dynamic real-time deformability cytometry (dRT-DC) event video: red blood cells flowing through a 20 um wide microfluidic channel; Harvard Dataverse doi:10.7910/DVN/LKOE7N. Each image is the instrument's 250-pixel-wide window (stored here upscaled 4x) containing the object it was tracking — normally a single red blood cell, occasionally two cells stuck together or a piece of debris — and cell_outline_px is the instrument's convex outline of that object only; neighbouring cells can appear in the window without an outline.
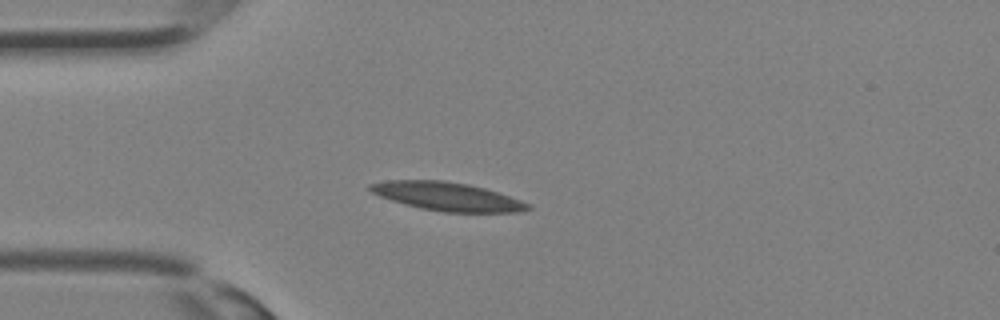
{"species": "Egyptian fruit bat (a non-hibernating species)", "species_latin": "Rousettus aegyptiacus", "temperature_condition": "room temperature", "stored_images_in_passage": 29, "camera_frame_rate_fps": 3000, "um_per_image_px": 0.085, "animal": {"sex": "female"}, "frame": {"image": 1, "passage_image": 7, "time_ms": 2.0, "image_size_px": [1000, 320], "cell_outline_px": [[532, 208], [520, 212], [444, 212], [420, 208], [392, 200], [380, 196], [372, 192], [368, 188], [368, 184], [388, 180], [444, 180], [468, 184], [484, 188], [532, 204]], "centroid_in_image_um": [38.02, 16.7], "position_along_channel_um": 47.0, "area_um2": 26.01}}
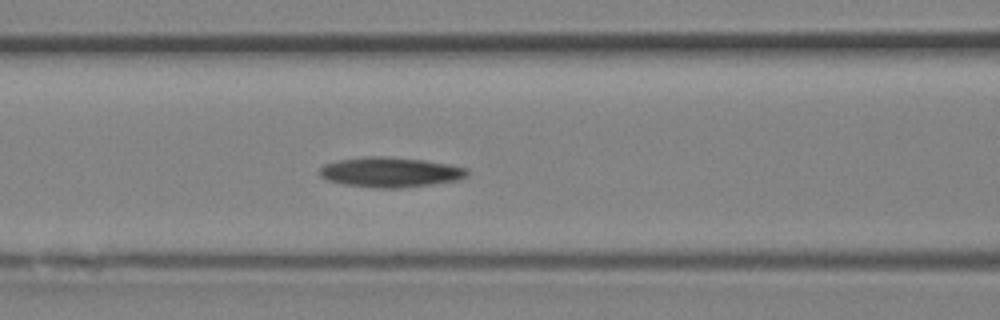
{"frame": {"image": 2, "passage_image": 12, "time_ms": 3.667, "image_size_px": [1000, 320], "cell_outline_px": [[468, 176], [460, 180], [432, 184], [400, 188], [376, 188], [344, 184], [328, 180], [320, 176], [320, 168], [324, 164], [340, 160], [364, 156], [384, 156], [424, 160], [452, 164], [468, 168]], "centroid_in_image_um": [33.23, 14.63], "position_along_channel_um": 133.4, "area_um2": 25.95}}
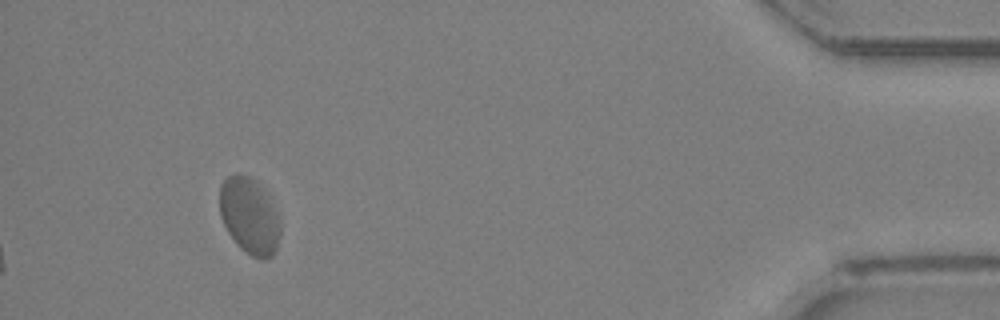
{"frame": {"image": 3, "passage_image": 29, "time_ms": 9.333, "image_size_px": [1000, 320], "cell_outline_px": [[280, 236], [276, 248], [272, 256], [264, 260], [252, 256], [240, 248], [236, 244], [228, 232], [220, 216], [220, 184], [228, 176], [236, 172], [240, 172], [252, 176], [256, 180], [268, 196], [280, 216]], "centroid_in_image_um": [21.21, 18.32], "position_along_channel_um": 414.0, "area_um2": 27.4}}